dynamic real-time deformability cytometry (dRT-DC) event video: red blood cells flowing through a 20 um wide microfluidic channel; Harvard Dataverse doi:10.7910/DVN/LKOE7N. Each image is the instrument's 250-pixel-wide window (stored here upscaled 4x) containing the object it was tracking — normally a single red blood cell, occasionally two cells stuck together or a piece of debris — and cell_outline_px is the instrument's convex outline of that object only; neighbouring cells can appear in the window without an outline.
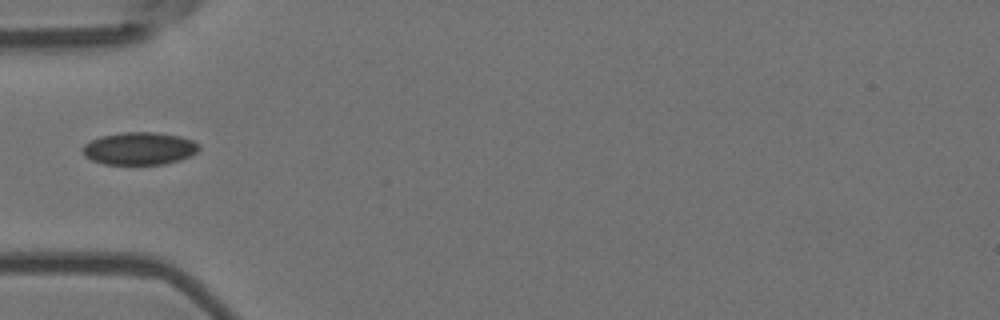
{"species": "Egyptian fruit bat (a non-hibernating species)", "species_latin": "Rousettus aegyptiacus", "temperature_condition": "room temperature", "stored_images_in_passage": 4, "camera_frame_rate_fps": 3000, "um_per_image_px": 0.085, "animal": {"sex": "female"}, "frame": {"image": 1, "passage_image": 1, "time_ms": 0.0, "image_size_px": [1000, 320], "cell_outline_px": [[200, 148], [192, 156], [180, 160], [164, 164], [104, 164], [92, 160], [84, 156], [84, 144], [100, 136], [124, 132], [156, 132], [180, 136], [192, 140], [200, 144]], "centroid_in_image_um": [11.89, 12.62], "position_along_channel_um": 73.1, "area_um2": 22.14}}
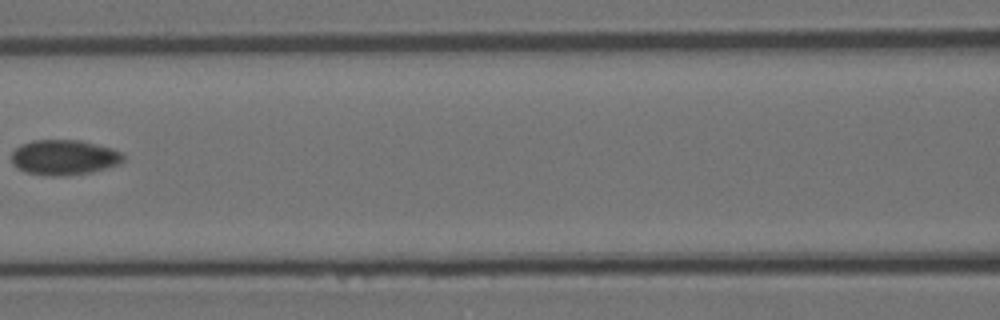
{"frame": {"image": 2, "passage_image": 3, "time_ms": 0.667, "image_size_px": [1000, 320], "cell_outline_px": [[124, 160], [120, 164], [108, 168], [92, 172], [64, 176], [44, 176], [24, 172], [16, 168], [12, 164], [12, 152], [20, 144], [32, 140], [80, 140], [112, 148], [120, 152], [124, 156]], "centroid_in_image_um": [5.43, 13.39], "position_along_channel_um": 161.2, "area_um2": 23.29}}
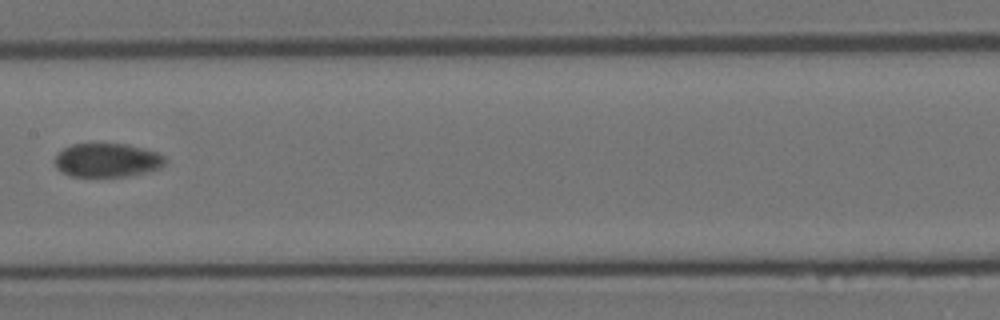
{"frame": {"image": 3, "passage_image": 4, "time_ms": 1.0, "image_size_px": [1000, 320], "cell_outline_px": [[168, 160], [160, 168], [148, 172], [128, 176], [72, 176], [60, 172], [56, 168], [52, 160], [64, 148], [72, 144], [128, 144], [156, 152], [164, 156]], "centroid_in_image_um": [9.1, 13.62], "position_along_channel_um": 198.3, "area_um2": 21.85}}